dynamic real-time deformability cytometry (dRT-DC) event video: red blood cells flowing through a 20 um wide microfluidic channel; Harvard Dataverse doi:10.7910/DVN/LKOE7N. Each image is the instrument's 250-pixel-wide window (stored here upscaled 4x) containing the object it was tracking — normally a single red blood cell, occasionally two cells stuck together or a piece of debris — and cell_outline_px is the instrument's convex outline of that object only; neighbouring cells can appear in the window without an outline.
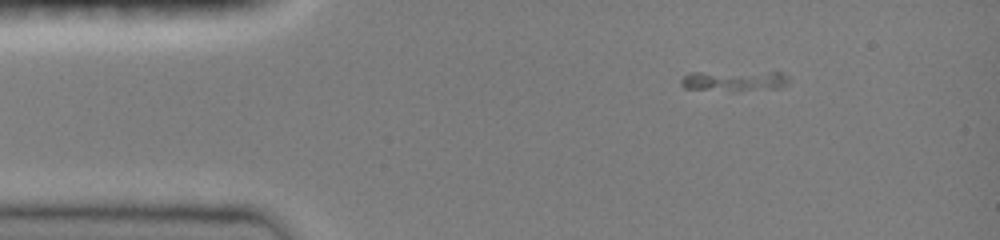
{"species": "common noctule bat (a hibernating species)", "species_latin": "Nyctalus noctula", "temperature_condition": "room temperature", "stored_images_in_passage": 40, "camera_frame_rate_fps": 3000, "um_per_image_px": 0.085, "animal": {"sex": "female", "body_mass_g": 19.0, "forearm_length_mm": 51.5}, "frame": {"image": 1, "passage_image": 1, "time_ms": 0.0, "image_size_px": [1000, 240], "cell_outline_px": [[788, 80], [780, 88], [732, 92], [684, 88], [680, 84], [680, 80], [688, 72], [780, 72], [788, 76]], "centroid_in_image_um": [62.35, 6.89], "position_along_channel_um": 22.6, "area_um2": 13.24}}
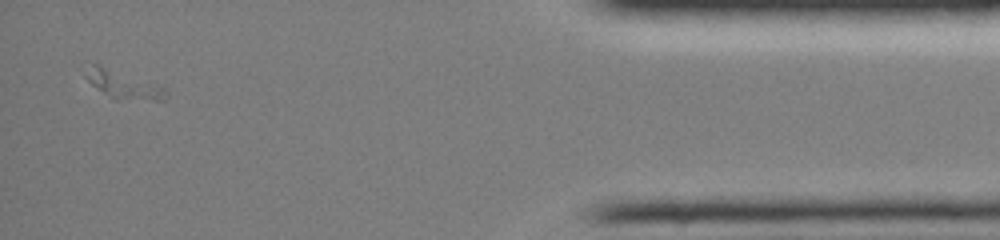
{"frame": {"image": 2, "passage_image": 39, "time_ms": 12.667, "image_size_px": [1000, 240], "cell_outline_px": [[168, 92], [164, 96], [116, 100], [96, 88], [84, 76], [80, 64], [100, 64], [164, 84]], "centroid_in_image_um": [10.35, 7.06], "position_along_channel_um": 424.9, "area_um2": 13.41}}